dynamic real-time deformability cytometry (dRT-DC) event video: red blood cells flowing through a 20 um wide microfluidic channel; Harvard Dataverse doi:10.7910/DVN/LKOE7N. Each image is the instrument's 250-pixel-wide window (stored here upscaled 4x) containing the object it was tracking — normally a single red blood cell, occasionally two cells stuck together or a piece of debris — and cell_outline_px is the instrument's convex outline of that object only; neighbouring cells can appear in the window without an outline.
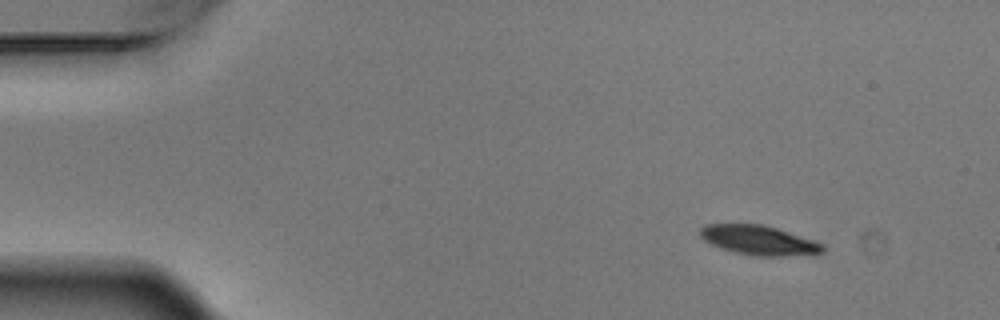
{"species": "Egyptian fruit bat (a non-hibernating species)", "species_latin": "Rousettus aegyptiacus", "temperature_condition": "warm", "stored_images_in_passage": 3, "camera_frame_rate_fps": 3000, "um_per_image_px": 0.085, "animal": {"sex": "male"}, "frame": {"image": 1, "passage_image": 1, "time_ms": 0.0, "image_size_px": [1000, 320], "cell_outline_px": [[824, 252], [816, 256], [756, 256], [736, 252], [720, 248], [704, 240], [700, 236], [700, 228], [704, 224], [764, 224], [816, 240], [824, 244]], "centroid_in_image_um": [64.6, 20.43], "position_along_channel_um": 20.4, "area_um2": 21.56}}